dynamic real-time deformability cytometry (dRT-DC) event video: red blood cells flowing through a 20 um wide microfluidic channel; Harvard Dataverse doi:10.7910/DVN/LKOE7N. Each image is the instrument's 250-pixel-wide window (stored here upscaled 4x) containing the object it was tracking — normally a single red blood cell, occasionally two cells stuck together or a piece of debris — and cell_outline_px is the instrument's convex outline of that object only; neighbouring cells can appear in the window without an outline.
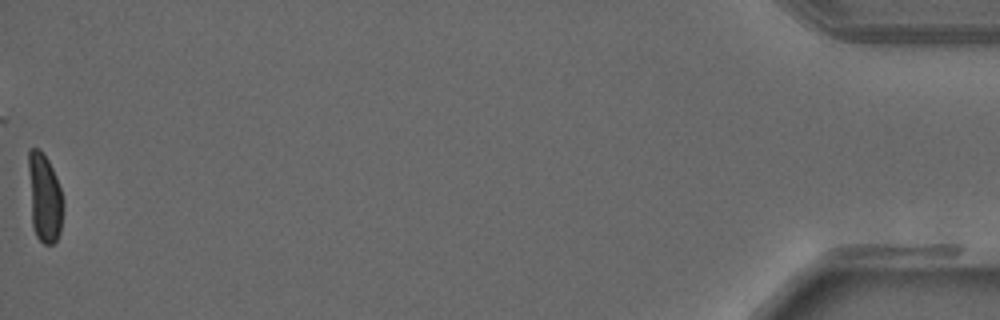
{"species": "common noctule bat (a hibernating species)", "species_latin": "Nyctalus noctula", "temperature_condition": "warm", "stored_images_in_passage": 42, "camera_frame_rate_fps": 3000, "um_per_image_px": 0.085, "animal": {"sex": "male", "forearm_length_mm": 52.5}, "frame": {"image": 1, "passage_image": 42, "time_ms": 13.667, "image_size_px": [1000, 320], "cell_outline_px": [[64, 204], [60, 232], [56, 240], [52, 244], [44, 244], [36, 236], [32, 228], [28, 168], [28, 148], [40, 148], [48, 160], [56, 176], [64, 200]], "centroid_in_image_um": [3.78, 16.8], "position_along_channel_um": 431.4, "area_um2": 18.21}}